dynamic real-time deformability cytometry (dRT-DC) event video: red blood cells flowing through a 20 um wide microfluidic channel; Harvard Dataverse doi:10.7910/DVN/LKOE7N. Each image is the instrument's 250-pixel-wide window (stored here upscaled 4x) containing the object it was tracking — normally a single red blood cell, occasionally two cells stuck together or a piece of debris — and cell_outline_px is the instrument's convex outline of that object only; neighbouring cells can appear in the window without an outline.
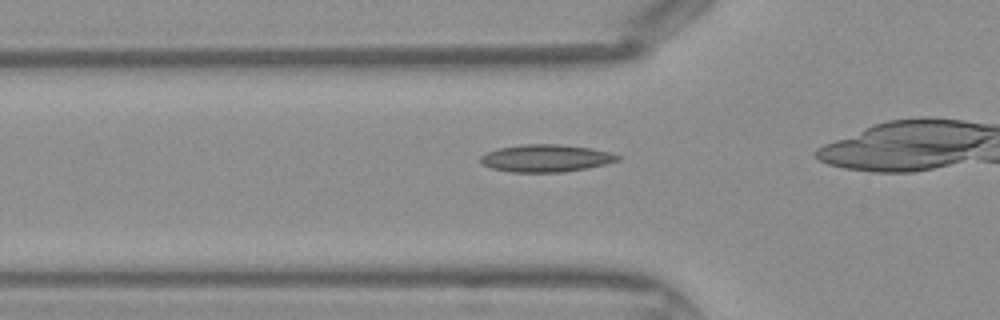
{"species": "Egyptian fruit bat (a non-hibernating species)", "species_latin": "Rousettus aegyptiacus", "temperature_condition": "warm", "stored_images_in_passage": 28, "camera_frame_rate_fps": 3000, "um_per_image_px": 0.085, "frame": {"image": 1, "passage_image": 8, "time_ms": 2.333, "image_size_px": [1000, 320], "cell_outline_px": [[620, 160], [604, 164], [564, 172], [512, 172], [492, 168], [480, 164], [480, 156], [488, 152], [500, 148], [524, 144], [560, 144], [592, 148], [612, 152], [620, 156]], "centroid_in_image_um": [46.41, 13.44], "position_along_channel_um": 79.4, "area_um2": 21.85}}
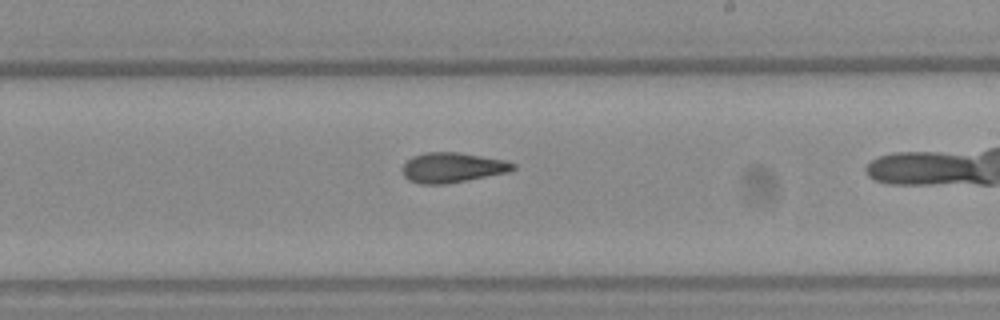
{"frame": {"image": 2, "passage_image": 19, "time_ms": 6.0, "image_size_px": [1000, 320], "cell_outline_px": [[516, 168], [508, 172], [448, 184], [420, 184], [408, 180], [404, 176], [400, 168], [412, 156], [424, 152], [460, 152], [504, 160], [516, 164]], "centroid_in_image_um": [38.42, 14.24], "position_along_channel_um": 250.6, "area_um2": 19.54}}
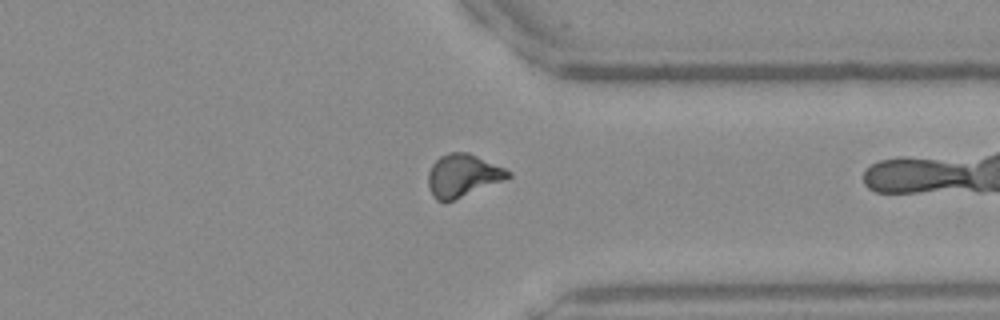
{"frame": {"image": 3, "passage_image": 27, "time_ms": 8.667, "image_size_px": [1000, 320], "cell_outline_px": [[512, 176], [504, 180], [444, 204], [436, 200], [432, 196], [428, 184], [428, 172], [432, 164], [440, 156], [448, 152], [468, 152], [504, 168], [512, 172]], "centroid_in_image_um": [39.31, 14.94], "position_along_channel_um": 372.1, "area_um2": 20.0}}